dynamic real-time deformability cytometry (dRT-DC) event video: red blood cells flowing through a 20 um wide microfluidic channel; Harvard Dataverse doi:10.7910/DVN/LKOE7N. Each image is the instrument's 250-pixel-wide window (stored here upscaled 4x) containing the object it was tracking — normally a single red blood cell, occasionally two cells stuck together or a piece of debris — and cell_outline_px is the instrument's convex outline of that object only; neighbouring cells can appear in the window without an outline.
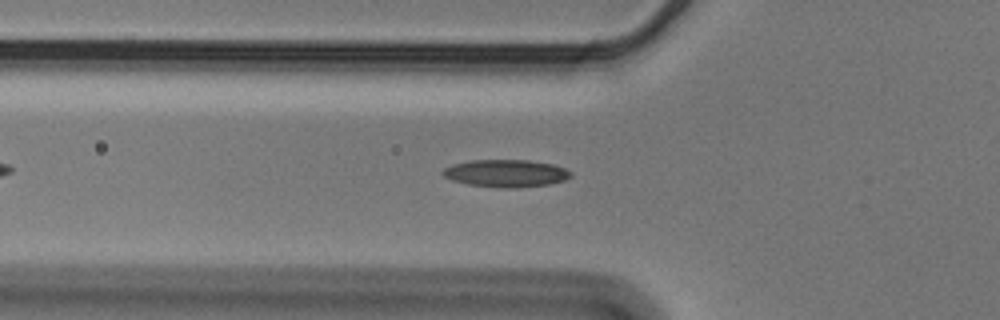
{"species": "Egyptian fruit bat (a non-hibernating species)", "species_latin": "Rousettus aegyptiacus", "temperature_condition": "cold", "stored_images_in_passage": 45, "camera_frame_rate_fps": 3000, "um_per_image_px": 0.085, "animal": {"sex": "male"}, "frame": {"image": 1, "passage_image": 11, "time_ms": 3.333, "image_size_px": [1000, 320], "cell_outline_px": [[572, 176], [564, 180], [548, 184], [516, 188], [500, 188], [468, 184], [452, 180], [444, 176], [440, 172], [444, 168], [452, 164], [472, 160], [528, 160], [552, 164], [564, 168], [572, 172]], "centroid_in_image_um": [42.99, 14.73], "position_along_channel_um": 82.8, "area_um2": 20.46}}
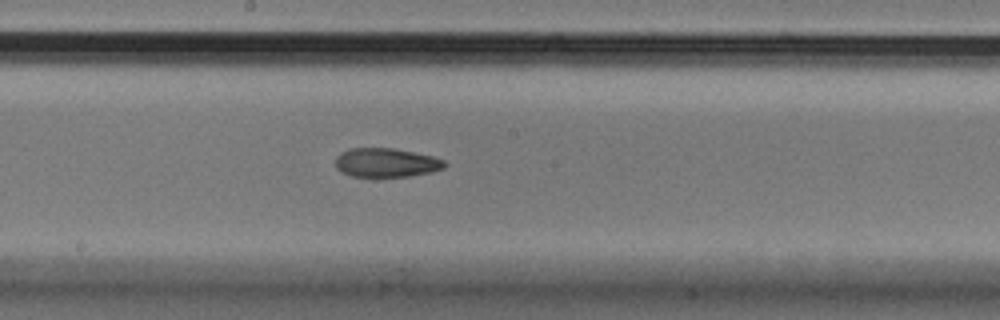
{"frame": {"image": 2, "passage_image": 22, "time_ms": 7.0, "image_size_px": [1000, 320], "cell_outline_px": [[448, 164], [444, 168], [432, 172], [408, 176], [352, 176], [336, 168], [336, 156], [340, 152], [348, 148], [392, 148], [432, 156], [444, 160]], "centroid_in_image_um": [32.83, 13.81], "position_along_channel_um": 215.4, "area_um2": 18.32}}
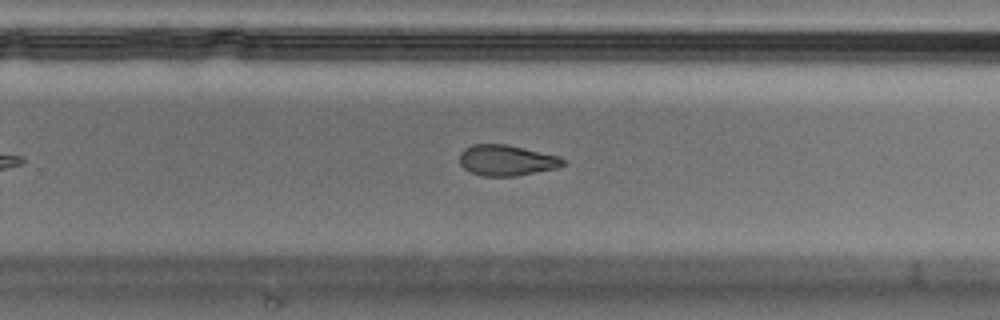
{"frame": {"image": 3, "passage_image": 28, "time_ms": 9.0, "image_size_px": [1000, 320], "cell_outline_px": [[568, 160], [564, 164], [556, 168], [516, 176], [484, 176], [472, 172], [464, 168], [460, 164], [460, 152], [464, 148], [472, 144], [504, 144], [560, 156]], "centroid_in_image_um": [43.07, 13.62], "position_along_channel_um": 286.7, "area_um2": 18.5}}